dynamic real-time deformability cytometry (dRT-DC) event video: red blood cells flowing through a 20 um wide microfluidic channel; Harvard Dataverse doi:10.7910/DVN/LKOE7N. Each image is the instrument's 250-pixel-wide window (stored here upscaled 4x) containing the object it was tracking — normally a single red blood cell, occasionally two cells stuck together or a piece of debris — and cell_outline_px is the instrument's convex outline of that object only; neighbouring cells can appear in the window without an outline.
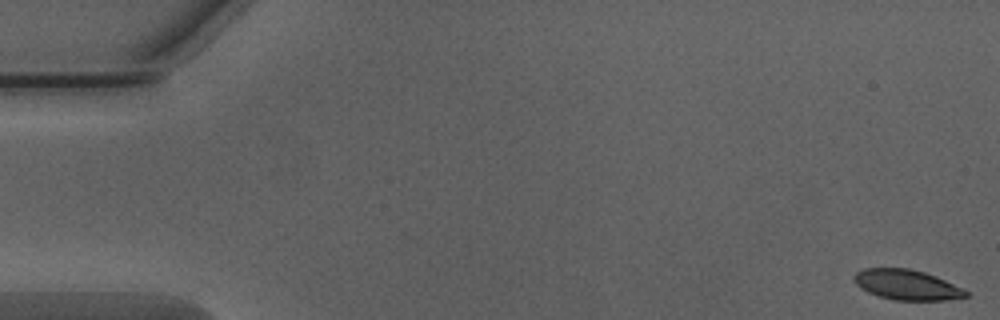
{"species": "Egyptian fruit bat (a non-hibernating species)", "species_latin": "Rousettus aegyptiacus", "temperature_condition": "warm", "stored_images_in_passage": 51, "camera_frame_rate_fps": 3000, "um_per_image_px": 0.085, "animal": {"sex": "male"}, "frame": {"image": 1, "passage_image": 1, "time_ms": 0.0, "image_size_px": [1000, 320], "cell_outline_px": [[968, 296], [944, 300], [892, 300], [868, 292], [860, 288], [852, 280], [852, 276], [856, 272], [864, 268], [908, 268], [924, 272], [936, 276], [964, 288], [968, 292]], "centroid_in_image_um": [77.06, 24.2], "position_along_channel_um": 7.9, "area_um2": 19.77}}
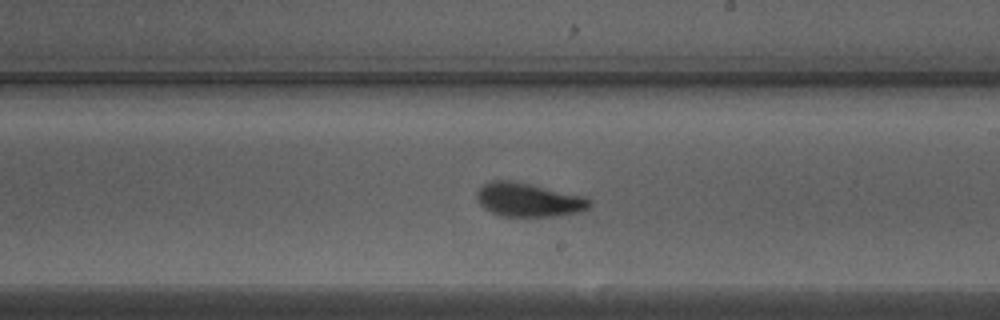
{"frame": {"image": 2, "passage_image": 30, "time_ms": 9.667, "image_size_px": [1000, 320], "cell_outline_px": [[592, 204], [588, 208], [580, 212], [552, 216], [500, 216], [484, 208], [476, 200], [476, 192], [484, 184], [492, 180], [512, 180], [532, 184], [584, 196], [592, 200]], "centroid_in_image_um": [44.92, 16.98], "position_along_channel_um": 244.1, "area_um2": 22.31}}
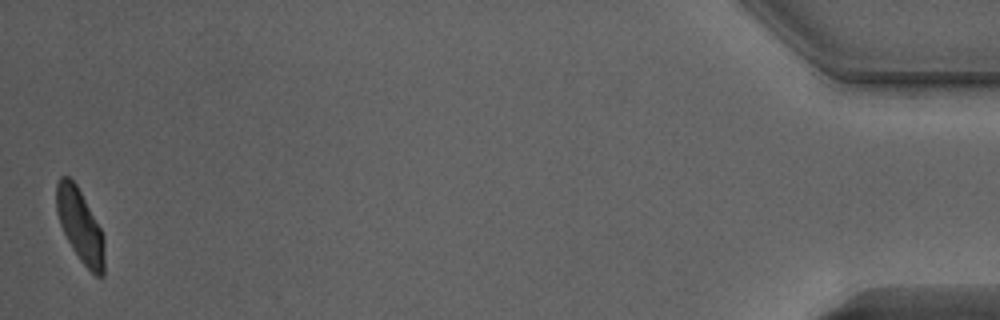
{"frame": {"image": 3, "passage_image": 51, "time_ms": 16.667, "image_size_px": [1000, 320], "cell_outline_px": [[104, 276], [96, 276], [80, 260], [72, 248], [60, 224], [56, 212], [56, 184], [60, 176], [68, 176], [76, 184], [100, 228], [104, 236]], "centroid_in_image_um": [6.8, 19.18], "position_along_channel_um": 428.4, "area_um2": 20.17}, "authors_computed_cell_mechanics": {"area_um2": 21.1548, "velocity_mm_per_s": 4.0069, "shape_relaxation_time_tau1_ms": 2.4464, "shape_relaxation_time_tau2_ms": 0.9462, "deformation_change_tau1": 0.1204, "deformation_change_tau2": 0.0628}}